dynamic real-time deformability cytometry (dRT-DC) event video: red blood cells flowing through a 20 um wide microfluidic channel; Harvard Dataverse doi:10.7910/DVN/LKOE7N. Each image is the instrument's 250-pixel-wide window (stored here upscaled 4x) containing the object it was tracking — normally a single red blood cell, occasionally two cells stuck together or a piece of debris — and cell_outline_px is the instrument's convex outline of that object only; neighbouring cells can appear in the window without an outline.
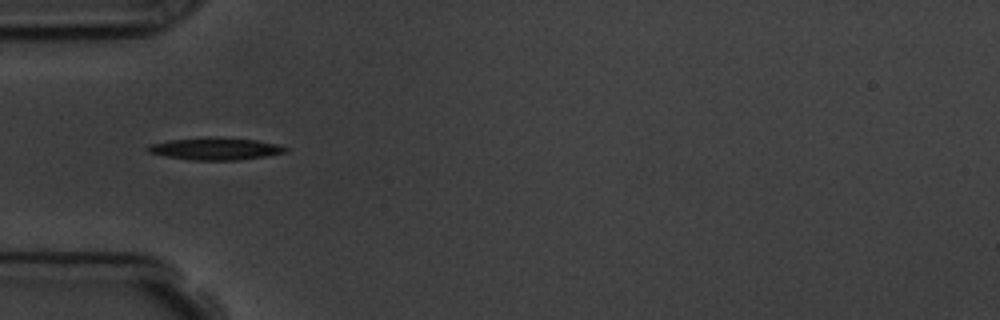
{"species": "common noctule bat (a hibernating species)", "species_latin": "Nyctalus noctula", "temperature_condition": "room temperature", "stored_images_in_passage": 3, "camera_frame_rate_fps": 3000, "um_per_image_px": 0.085, "animal": {"sex": "male", "body_mass_g": 19.5, "forearm_length_mm": 54.6}, "frame": {"image": 1, "passage_image": 1, "time_ms": 0.0, "image_size_px": [1000, 320], "cell_outline_px": [[288, 152], [264, 156], [236, 160], [192, 160], [164, 156], [148, 152], [144, 148], [148, 144], [168, 140], [204, 136], [256, 140], [276, 144], [288, 148]], "centroid_in_image_um": [18.23, 12.63], "position_along_channel_um": 66.8, "area_um2": 17.98}}